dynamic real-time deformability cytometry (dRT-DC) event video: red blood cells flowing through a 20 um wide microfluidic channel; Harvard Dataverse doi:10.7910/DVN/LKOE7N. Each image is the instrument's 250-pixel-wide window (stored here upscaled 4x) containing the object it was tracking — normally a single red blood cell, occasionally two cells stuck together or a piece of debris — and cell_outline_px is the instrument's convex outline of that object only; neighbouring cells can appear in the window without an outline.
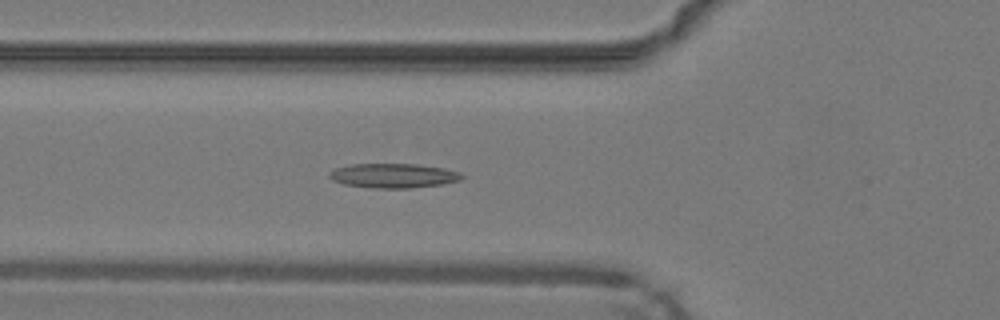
{"species": "common noctule bat (a hibernating species)", "species_latin": "Nyctalus noctula", "temperature_condition": "warm", "stored_images_in_passage": 48, "camera_frame_rate_fps": 3000, "um_per_image_px": 0.085, "animal": {"sex": "male", "body_mass_g": 19.2, "forearm_length_mm": 51.8}, "frame": {"image": 1, "passage_image": 17, "time_ms": 5.333, "image_size_px": [1000, 320], "cell_outline_px": [[464, 176], [460, 180], [440, 184], [408, 188], [372, 188], [344, 184], [332, 180], [328, 176], [328, 172], [336, 168], [348, 164], [416, 164], [444, 168], [460, 172]], "centroid_in_image_um": [33.4, 14.92], "position_along_channel_um": 92.4, "area_um2": 18.84}}
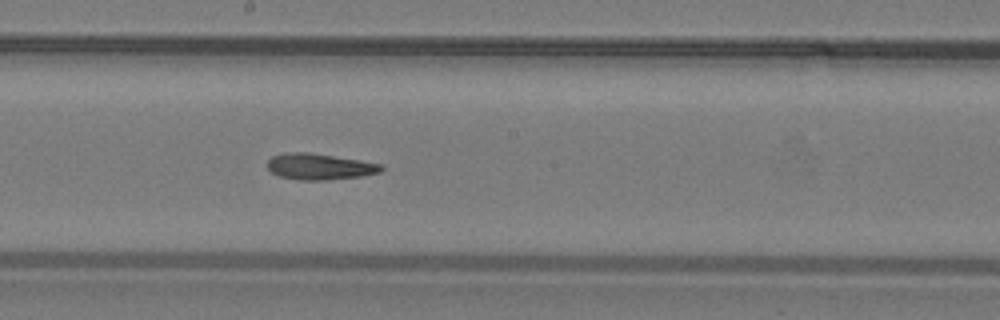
{"frame": {"image": 2, "passage_image": 26, "time_ms": 8.333, "image_size_px": [1000, 320], "cell_outline_px": [[384, 168], [380, 172], [360, 176], [328, 180], [300, 180], [280, 176], [272, 172], [268, 168], [268, 160], [272, 156], [284, 152], [308, 152], [360, 160], [384, 164]], "centroid_in_image_um": [27.18, 14.15], "position_along_channel_um": 221.0, "area_um2": 17.34}}
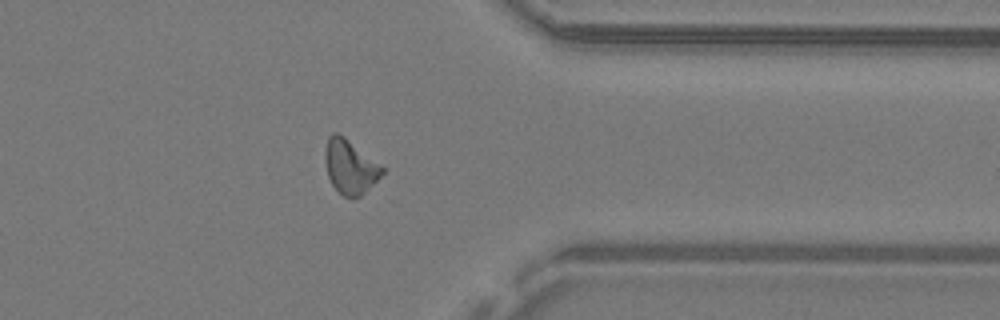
{"frame": {"image": 3, "passage_image": 38, "time_ms": 12.333, "image_size_px": [1000, 320], "cell_outline_px": [[384, 172], [356, 200], [344, 196], [332, 184], [328, 176], [324, 160], [324, 152], [328, 136], [332, 132], [336, 132], [344, 136], [380, 164], [384, 168]], "centroid_in_image_um": [29.73, 14.16], "position_along_channel_um": 381.7, "area_um2": 17.92}, "authors_computed_cell_mechanics": {"area_um2": 17.8024, "velocity_mm_per_s": 4.2658, "shape_relaxation_time_tau1_ms": null, "shape_relaxation_time_tau2_ms": 9.1102, "deformation_change_tau1": null, "deformation_change_tau2": 0.2038}}